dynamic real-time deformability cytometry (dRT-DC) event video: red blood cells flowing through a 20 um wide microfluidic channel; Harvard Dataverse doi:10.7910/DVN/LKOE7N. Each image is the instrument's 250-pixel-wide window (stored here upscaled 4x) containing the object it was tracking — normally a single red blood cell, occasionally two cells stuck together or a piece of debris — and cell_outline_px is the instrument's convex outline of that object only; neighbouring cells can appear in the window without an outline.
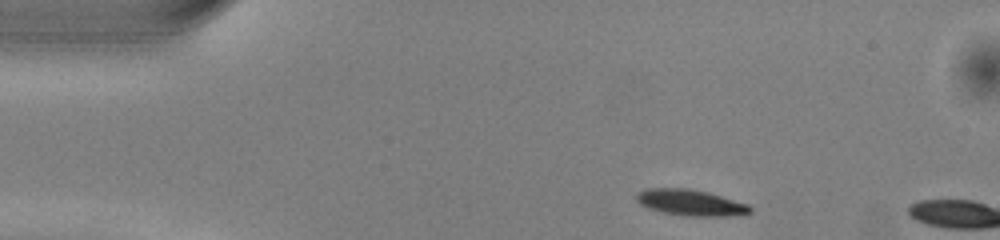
{"species": "common noctule bat (a hibernating species)", "species_latin": "Nyctalus noctula", "temperature_condition": "warm", "stored_images_in_passage": 3, "camera_frame_rate_fps": 3000, "um_per_image_px": 0.085, "animal": {"sex": "male", "body_mass_g": 13.0, "forearm_length_mm": 53.1}, "frame": {"image": 1, "passage_image": 1, "time_ms": 0.0, "image_size_px": [1000, 240], "cell_outline_px": [[752, 212], [740, 216], [688, 216], [664, 212], [648, 208], [640, 204], [636, 200], [636, 192], [644, 188], [688, 188], [708, 192], [748, 204], [752, 208]], "centroid_in_image_um": [58.71, 17.22], "position_along_channel_um": 26.3, "area_um2": 17.46}}